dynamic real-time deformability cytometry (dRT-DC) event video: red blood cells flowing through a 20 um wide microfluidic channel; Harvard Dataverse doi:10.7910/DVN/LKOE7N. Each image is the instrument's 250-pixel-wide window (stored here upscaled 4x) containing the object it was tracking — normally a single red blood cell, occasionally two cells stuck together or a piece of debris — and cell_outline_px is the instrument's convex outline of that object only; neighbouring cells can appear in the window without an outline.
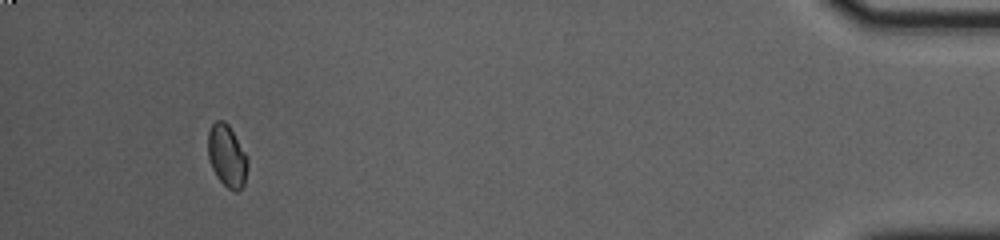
{"species": "common noctule bat (a hibernating species)", "species_latin": "Nyctalus noctula", "temperature_condition": "cold", "stored_images_in_passage": 56, "camera_frame_rate_fps": 3000, "um_per_image_px": 0.085, "animal": {"sex": "female", "body_mass_g": 23.0, "forearm_length_mm": 53.4}, "frame": {"image": 1, "passage_image": 56, "time_ms": 18.333, "image_size_px": [1000, 240], "cell_outline_px": [[248, 160], [244, 184], [236, 192], [228, 188], [216, 176], [212, 168], [208, 156], [208, 132], [212, 124], [216, 120], [224, 120], [228, 124], [248, 156]], "centroid_in_image_um": [19.29, 13.23], "position_along_channel_um": 415.9, "area_um2": 14.33}}